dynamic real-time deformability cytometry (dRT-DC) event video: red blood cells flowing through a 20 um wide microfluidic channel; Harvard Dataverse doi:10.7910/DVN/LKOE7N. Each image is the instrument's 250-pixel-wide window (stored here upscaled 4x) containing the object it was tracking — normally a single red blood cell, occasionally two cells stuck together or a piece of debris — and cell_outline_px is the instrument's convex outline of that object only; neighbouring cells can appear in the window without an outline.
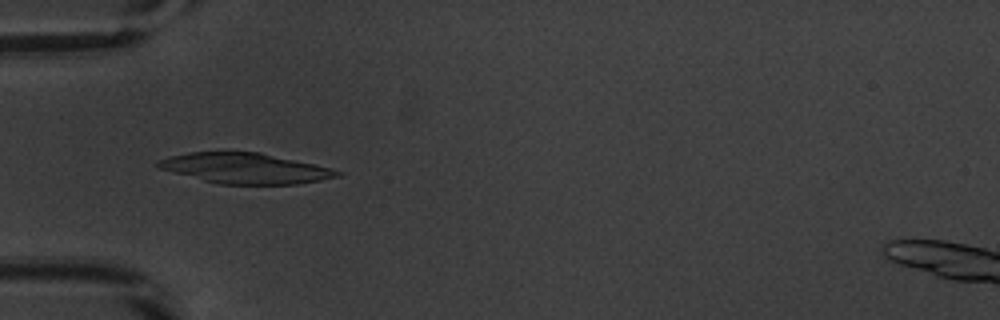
{"species": "common noctule bat (a hibernating species)", "species_latin": "Nyctalus noctula", "temperature_condition": "warm", "stored_images_in_passage": 52, "camera_frame_rate_fps": 3000, "um_per_image_px": 0.085, "animal": {"sex": "male", "body_mass_g": 20.1, "forearm_length_mm": 53.5}, "frame": {"image": 1, "passage_image": 17, "time_ms": 5.333, "image_size_px": [1000, 320], "cell_outline_px": [[344, 172], [340, 176], [320, 180], [296, 184], [216, 184], [160, 168], [156, 164], [156, 160], [168, 156], [188, 152], [260, 152], [316, 164]], "centroid_in_image_um": [20.85, 14.3], "position_along_channel_um": 64.2, "area_um2": 31.73}}
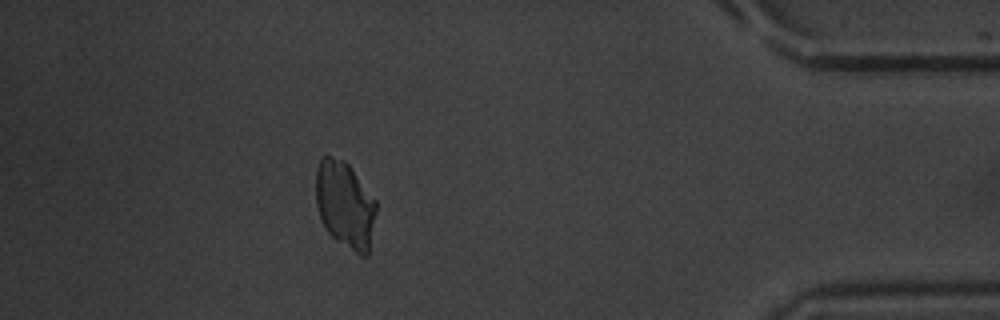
{"frame": {"image": 2, "passage_image": 47, "time_ms": 15.333, "image_size_px": [1000, 320], "cell_outline_px": [[376, 212], [368, 256], [360, 256], [336, 240], [324, 228], [316, 204], [316, 168], [320, 156], [328, 156], [344, 160], [348, 164], [376, 200]], "centroid_in_image_um": [29.32, 17.41], "position_along_channel_um": 405.9, "area_um2": 30.63}}